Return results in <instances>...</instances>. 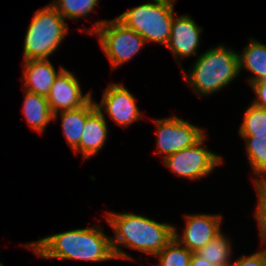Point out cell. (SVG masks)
<instances>
[{
    "label": "cell",
    "instance_id": "cell-1",
    "mask_svg": "<svg viewBox=\"0 0 266 266\" xmlns=\"http://www.w3.org/2000/svg\"><path fill=\"white\" fill-rule=\"evenodd\" d=\"M104 217L114 232L110 239L116 260H135L119 245L155 256L174 238V226L171 223H160L139 214L125 212L109 211Z\"/></svg>",
    "mask_w": 266,
    "mask_h": 266
},
{
    "label": "cell",
    "instance_id": "cell-2",
    "mask_svg": "<svg viewBox=\"0 0 266 266\" xmlns=\"http://www.w3.org/2000/svg\"><path fill=\"white\" fill-rule=\"evenodd\" d=\"M23 246L44 259L116 260L110 237L97 225L45 236Z\"/></svg>",
    "mask_w": 266,
    "mask_h": 266
},
{
    "label": "cell",
    "instance_id": "cell-3",
    "mask_svg": "<svg viewBox=\"0 0 266 266\" xmlns=\"http://www.w3.org/2000/svg\"><path fill=\"white\" fill-rule=\"evenodd\" d=\"M197 56L190 72L181 69L186 84L195 95H212L240 75L238 52L224 44L220 43Z\"/></svg>",
    "mask_w": 266,
    "mask_h": 266
},
{
    "label": "cell",
    "instance_id": "cell-4",
    "mask_svg": "<svg viewBox=\"0 0 266 266\" xmlns=\"http://www.w3.org/2000/svg\"><path fill=\"white\" fill-rule=\"evenodd\" d=\"M67 34L65 19L50 3L37 10L24 36V61L49 59Z\"/></svg>",
    "mask_w": 266,
    "mask_h": 266
},
{
    "label": "cell",
    "instance_id": "cell-5",
    "mask_svg": "<svg viewBox=\"0 0 266 266\" xmlns=\"http://www.w3.org/2000/svg\"><path fill=\"white\" fill-rule=\"evenodd\" d=\"M124 11L116 18L138 33L146 43L167 45L174 17L173 4L152 0Z\"/></svg>",
    "mask_w": 266,
    "mask_h": 266
},
{
    "label": "cell",
    "instance_id": "cell-6",
    "mask_svg": "<svg viewBox=\"0 0 266 266\" xmlns=\"http://www.w3.org/2000/svg\"><path fill=\"white\" fill-rule=\"evenodd\" d=\"M80 30L91 36H97L113 70L130 61L147 44L144 38L117 18L96 21L90 30L87 28Z\"/></svg>",
    "mask_w": 266,
    "mask_h": 266
},
{
    "label": "cell",
    "instance_id": "cell-7",
    "mask_svg": "<svg viewBox=\"0 0 266 266\" xmlns=\"http://www.w3.org/2000/svg\"><path fill=\"white\" fill-rule=\"evenodd\" d=\"M206 135L194 146L182 149L165 157L162 161L179 177L190 180L205 178L223 163V158L204 147Z\"/></svg>",
    "mask_w": 266,
    "mask_h": 266
},
{
    "label": "cell",
    "instance_id": "cell-8",
    "mask_svg": "<svg viewBox=\"0 0 266 266\" xmlns=\"http://www.w3.org/2000/svg\"><path fill=\"white\" fill-rule=\"evenodd\" d=\"M153 122L157 128L156 153L162 154V160L175 152L194 146L206 135L203 129L177 116L153 119Z\"/></svg>",
    "mask_w": 266,
    "mask_h": 266
},
{
    "label": "cell",
    "instance_id": "cell-9",
    "mask_svg": "<svg viewBox=\"0 0 266 266\" xmlns=\"http://www.w3.org/2000/svg\"><path fill=\"white\" fill-rule=\"evenodd\" d=\"M95 105L98 110L101 112L104 110L117 125L123 128L144 119L135 97L123 83L108 84L101 102L95 100Z\"/></svg>",
    "mask_w": 266,
    "mask_h": 266
},
{
    "label": "cell",
    "instance_id": "cell-10",
    "mask_svg": "<svg viewBox=\"0 0 266 266\" xmlns=\"http://www.w3.org/2000/svg\"><path fill=\"white\" fill-rule=\"evenodd\" d=\"M222 220L221 214L185 215L184 230L178 234L174 226V238L192 253L197 252L222 232Z\"/></svg>",
    "mask_w": 266,
    "mask_h": 266
},
{
    "label": "cell",
    "instance_id": "cell-11",
    "mask_svg": "<svg viewBox=\"0 0 266 266\" xmlns=\"http://www.w3.org/2000/svg\"><path fill=\"white\" fill-rule=\"evenodd\" d=\"M91 99L92 93L83 94L77 77L66 68H63L55 77L47 96L53 114L80 108Z\"/></svg>",
    "mask_w": 266,
    "mask_h": 266
},
{
    "label": "cell",
    "instance_id": "cell-12",
    "mask_svg": "<svg viewBox=\"0 0 266 266\" xmlns=\"http://www.w3.org/2000/svg\"><path fill=\"white\" fill-rule=\"evenodd\" d=\"M202 27L190 15L173 17L172 30L166 47L182 69L180 59L196 56L200 45Z\"/></svg>",
    "mask_w": 266,
    "mask_h": 266
},
{
    "label": "cell",
    "instance_id": "cell-13",
    "mask_svg": "<svg viewBox=\"0 0 266 266\" xmlns=\"http://www.w3.org/2000/svg\"><path fill=\"white\" fill-rule=\"evenodd\" d=\"M108 138L107 120L103 112L98 110L93 98L87 103V119L81 136L80 144L73 150L79 152L83 161L98 154Z\"/></svg>",
    "mask_w": 266,
    "mask_h": 266
},
{
    "label": "cell",
    "instance_id": "cell-14",
    "mask_svg": "<svg viewBox=\"0 0 266 266\" xmlns=\"http://www.w3.org/2000/svg\"><path fill=\"white\" fill-rule=\"evenodd\" d=\"M23 63L22 80L24 90L47 97L55 77L64 67L61 65L56 71L49 59L27 60Z\"/></svg>",
    "mask_w": 266,
    "mask_h": 266
},
{
    "label": "cell",
    "instance_id": "cell-15",
    "mask_svg": "<svg viewBox=\"0 0 266 266\" xmlns=\"http://www.w3.org/2000/svg\"><path fill=\"white\" fill-rule=\"evenodd\" d=\"M24 104L22 111L31 129L42 133L47 125L53 121V113L50 109L47 97L37 95L24 90Z\"/></svg>",
    "mask_w": 266,
    "mask_h": 266
},
{
    "label": "cell",
    "instance_id": "cell-16",
    "mask_svg": "<svg viewBox=\"0 0 266 266\" xmlns=\"http://www.w3.org/2000/svg\"><path fill=\"white\" fill-rule=\"evenodd\" d=\"M249 40V44L243 48L241 53H238V56L240 73L244 68L253 74L247 80L250 86L266 78V45L255 38Z\"/></svg>",
    "mask_w": 266,
    "mask_h": 266
},
{
    "label": "cell",
    "instance_id": "cell-17",
    "mask_svg": "<svg viewBox=\"0 0 266 266\" xmlns=\"http://www.w3.org/2000/svg\"><path fill=\"white\" fill-rule=\"evenodd\" d=\"M61 116V126L67 144L74 150L81 140L87 119V104L74 109L53 114V120Z\"/></svg>",
    "mask_w": 266,
    "mask_h": 266
},
{
    "label": "cell",
    "instance_id": "cell-18",
    "mask_svg": "<svg viewBox=\"0 0 266 266\" xmlns=\"http://www.w3.org/2000/svg\"><path fill=\"white\" fill-rule=\"evenodd\" d=\"M232 240L221 232L196 253L215 266H227L232 263Z\"/></svg>",
    "mask_w": 266,
    "mask_h": 266
},
{
    "label": "cell",
    "instance_id": "cell-19",
    "mask_svg": "<svg viewBox=\"0 0 266 266\" xmlns=\"http://www.w3.org/2000/svg\"><path fill=\"white\" fill-rule=\"evenodd\" d=\"M245 141L247 160L254 177L266 175V135L242 137Z\"/></svg>",
    "mask_w": 266,
    "mask_h": 266
},
{
    "label": "cell",
    "instance_id": "cell-20",
    "mask_svg": "<svg viewBox=\"0 0 266 266\" xmlns=\"http://www.w3.org/2000/svg\"><path fill=\"white\" fill-rule=\"evenodd\" d=\"M238 130L241 137L266 135V109L259 108L250 103L245 109L243 121Z\"/></svg>",
    "mask_w": 266,
    "mask_h": 266
},
{
    "label": "cell",
    "instance_id": "cell-21",
    "mask_svg": "<svg viewBox=\"0 0 266 266\" xmlns=\"http://www.w3.org/2000/svg\"><path fill=\"white\" fill-rule=\"evenodd\" d=\"M98 3L99 0H52L50 4L66 20L87 17Z\"/></svg>",
    "mask_w": 266,
    "mask_h": 266
},
{
    "label": "cell",
    "instance_id": "cell-22",
    "mask_svg": "<svg viewBox=\"0 0 266 266\" xmlns=\"http://www.w3.org/2000/svg\"><path fill=\"white\" fill-rule=\"evenodd\" d=\"M158 266H190L192 252L173 238L159 253Z\"/></svg>",
    "mask_w": 266,
    "mask_h": 266
},
{
    "label": "cell",
    "instance_id": "cell-23",
    "mask_svg": "<svg viewBox=\"0 0 266 266\" xmlns=\"http://www.w3.org/2000/svg\"><path fill=\"white\" fill-rule=\"evenodd\" d=\"M252 180L258 197L254 218L259 227L258 230L261 242H266V175L257 178L253 177Z\"/></svg>",
    "mask_w": 266,
    "mask_h": 266
},
{
    "label": "cell",
    "instance_id": "cell-24",
    "mask_svg": "<svg viewBox=\"0 0 266 266\" xmlns=\"http://www.w3.org/2000/svg\"><path fill=\"white\" fill-rule=\"evenodd\" d=\"M265 248L247 256H240L231 263L232 266H264Z\"/></svg>",
    "mask_w": 266,
    "mask_h": 266
},
{
    "label": "cell",
    "instance_id": "cell-25",
    "mask_svg": "<svg viewBox=\"0 0 266 266\" xmlns=\"http://www.w3.org/2000/svg\"><path fill=\"white\" fill-rule=\"evenodd\" d=\"M256 96L251 102L254 106L266 109V80H259L250 85Z\"/></svg>",
    "mask_w": 266,
    "mask_h": 266
},
{
    "label": "cell",
    "instance_id": "cell-26",
    "mask_svg": "<svg viewBox=\"0 0 266 266\" xmlns=\"http://www.w3.org/2000/svg\"><path fill=\"white\" fill-rule=\"evenodd\" d=\"M190 266H215V265L207 262L205 259L200 257L196 252H193L190 260Z\"/></svg>",
    "mask_w": 266,
    "mask_h": 266
},
{
    "label": "cell",
    "instance_id": "cell-27",
    "mask_svg": "<svg viewBox=\"0 0 266 266\" xmlns=\"http://www.w3.org/2000/svg\"><path fill=\"white\" fill-rule=\"evenodd\" d=\"M159 1H162V2H166V3H170V4L175 5V3H176L177 0H159Z\"/></svg>",
    "mask_w": 266,
    "mask_h": 266
},
{
    "label": "cell",
    "instance_id": "cell-28",
    "mask_svg": "<svg viewBox=\"0 0 266 266\" xmlns=\"http://www.w3.org/2000/svg\"><path fill=\"white\" fill-rule=\"evenodd\" d=\"M263 245L265 246V264H264V266H266V242H261L262 247H263Z\"/></svg>",
    "mask_w": 266,
    "mask_h": 266
}]
</instances>
